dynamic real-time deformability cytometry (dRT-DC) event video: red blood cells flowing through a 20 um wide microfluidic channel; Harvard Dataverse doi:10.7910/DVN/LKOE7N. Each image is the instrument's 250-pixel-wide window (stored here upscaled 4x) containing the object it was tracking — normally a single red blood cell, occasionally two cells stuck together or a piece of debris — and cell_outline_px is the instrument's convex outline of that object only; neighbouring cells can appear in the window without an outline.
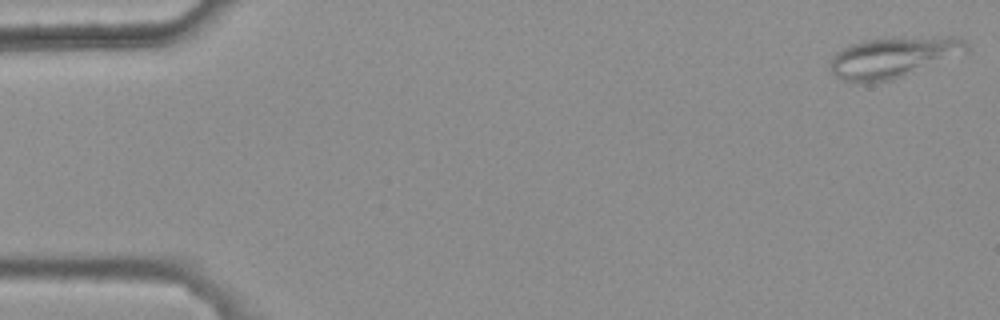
{"species": "common noctule bat (a hibernating species)", "species_latin": "Nyctalus noctula", "temperature_condition": "warm", "stored_images_in_passage": 48, "camera_frame_rate_fps": 3000, "um_per_image_px": 0.085, "animal": {"sex": "female", "body_mass_g": 25.1}, "frame": {"image": 1, "passage_image": 1, "time_ms": 0.0, "image_size_px": [1000, 320], "cell_outline_px": [[968, 52], [904, 76], [892, 80], [868, 84], [856, 84], [844, 80], [836, 76], [828, 68], [828, 60], [836, 52], [852, 44], [868, 40], [944, 36], [956, 36], [964, 40], [968, 44]], "centroid_in_image_um": [75.9, 4.91], "position_along_channel_um": 9.1, "area_um2": 32.6}}
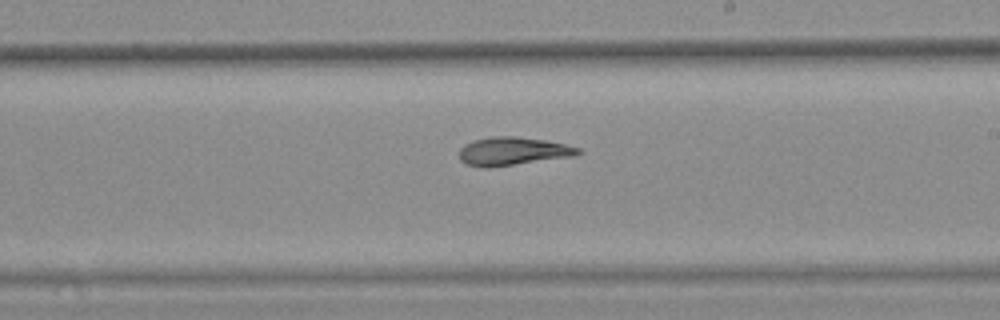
{"frame": {"image": 2, "passage_image": 31, "time_ms": 10.0, "image_size_px": [1000, 320], "cell_outline_px": [[584, 152], [576, 156], [488, 168], [484, 168], [464, 164], [460, 160], [460, 148], [464, 144], [476, 140], [492, 136], [516, 136], [544, 140], [564, 144], [580, 148]], "centroid_in_image_um": [43.6, 12.86], "position_along_channel_um": 245.4, "area_um2": 19.71}}
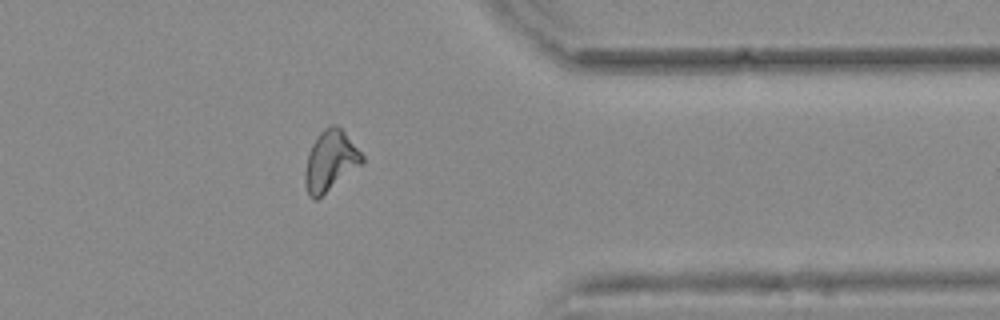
{"frame": {"image": 3, "passage_image": 43, "time_ms": 14.0, "image_size_px": [1000, 320], "cell_outline_px": [[364, 160], [360, 164], [316, 200], [312, 200], [308, 196], [304, 184], [304, 172], [308, 156], [312, 144], [320, 132], [328, 124], [336, 124], [344, 132], [364, 156]], "centroid_in_image_um": [28.03, 13.67], "position_along_channel_um": 383.4, "area_um2": 19.71}, "authors_computed_cell_mechanics": {"area_um2": 19.8832, "velocity_mm_per_s": 3.7444, "shape_relaxation_time_tau1_ms": null, "shape_relaxation_time_tau2_ms": 3.7888, "deformation_change_tau1": null, "deformation_change_tau2": 0.1024}}